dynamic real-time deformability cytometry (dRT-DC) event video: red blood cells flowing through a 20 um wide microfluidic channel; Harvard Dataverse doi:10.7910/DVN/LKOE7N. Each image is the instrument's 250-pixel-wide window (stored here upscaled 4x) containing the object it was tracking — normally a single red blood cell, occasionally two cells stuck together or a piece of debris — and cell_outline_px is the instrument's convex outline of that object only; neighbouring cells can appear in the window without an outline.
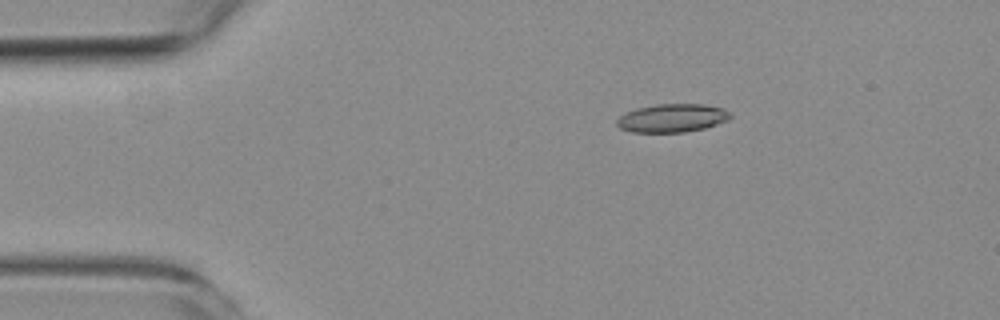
{"species": "common noctule bat (a hibernating species)", "species_latin": "Nyctalus noctula", "temperature_condition": "room temperature", "stored_images_in_passage": 4, "camera_frame_rate_fps": 3000, "um_per_image_px": 0.085, "animal": {"sex": "female", "body_mass_g": 19.3, "forearm_length_mm": 54.1}, "frame": {"image": 1, "passage_image": 3, "time_ms": 2.333, "image_size_px": [1000, 320], "cell_outline_px": [[732, 116], [728, 120], [704, 128], [684, 132], [632, 132], [620, 128], [616, 124], [616, 120], [620, 116], [636, 108], [656, 104], [704, 104], [724, 108]], "centroid_in_image_um": [57.13, 10.03], "position_along_channel_um": 27.9, "area_um2": 18.67}}